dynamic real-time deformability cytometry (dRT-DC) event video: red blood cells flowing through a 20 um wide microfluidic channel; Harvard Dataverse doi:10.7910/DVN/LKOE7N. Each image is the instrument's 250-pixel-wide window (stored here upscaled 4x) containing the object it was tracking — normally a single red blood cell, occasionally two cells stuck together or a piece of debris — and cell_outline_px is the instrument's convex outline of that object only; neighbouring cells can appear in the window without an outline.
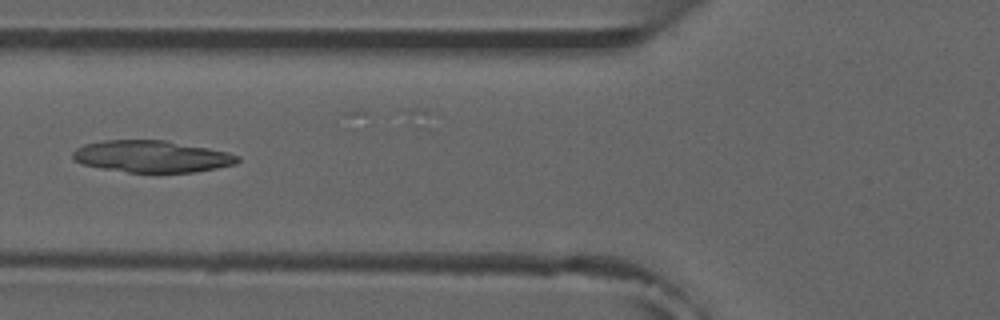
{"species": "common noctule bat (a hibernating species)", "species_latin": "Nyctalus noctula", "temperature_condition": "room temperature", "stored_images_in_passage": 6, "camera_frame_rate_fps": 3000, "um_per_image_px": 0.085, "animal": {"sex": "male", "forearm_length_mm": 52.5}, "frame": {"image": 1, "passage_image": 5, "time_ms": 5.667, "image_size_px": [1000, 320], "cell_outline_px": [[240, 160], [236, 164], [196, 172], [128, 172], [80, 164], [72, 160], [72, 152], [76, 148], [84, 144], [104, 140], [164, 140], [208, 148], [228, 152], [240, 156]], "centroid_in_image_um": [12.88, 13.29], "position_along_channel_um": 112.9, "area_um2": 30.58}}
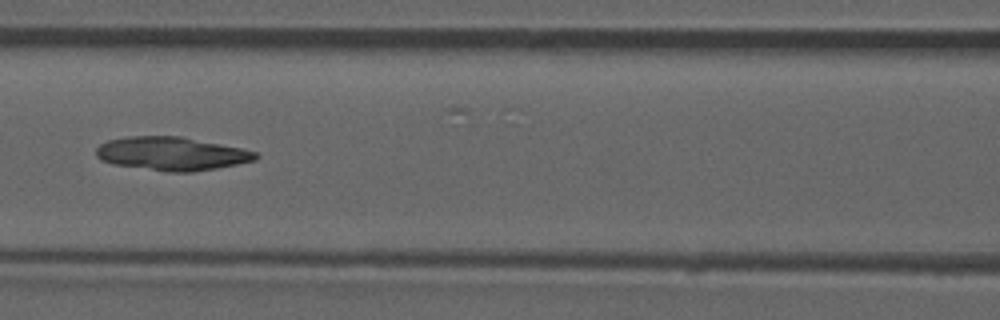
{"frame": {"image": 2, "passage_image": 6, "time_ms": 6.667, "image_size_px": [1000, 320], "cell_outline_px": [[260, 156], [256, 160], [216, 168], [192, 172], [168, 172], [112, 164], [100, 160], [96, 156], [96, 148], [100, 144], [108, 140], [128, 136], [180, 136], [240, 148], [256, 152]], "centroid_in_image_um": [14.55, 13.06], "position_along_channel_um": 152.0, "area_um2": 31.04}}